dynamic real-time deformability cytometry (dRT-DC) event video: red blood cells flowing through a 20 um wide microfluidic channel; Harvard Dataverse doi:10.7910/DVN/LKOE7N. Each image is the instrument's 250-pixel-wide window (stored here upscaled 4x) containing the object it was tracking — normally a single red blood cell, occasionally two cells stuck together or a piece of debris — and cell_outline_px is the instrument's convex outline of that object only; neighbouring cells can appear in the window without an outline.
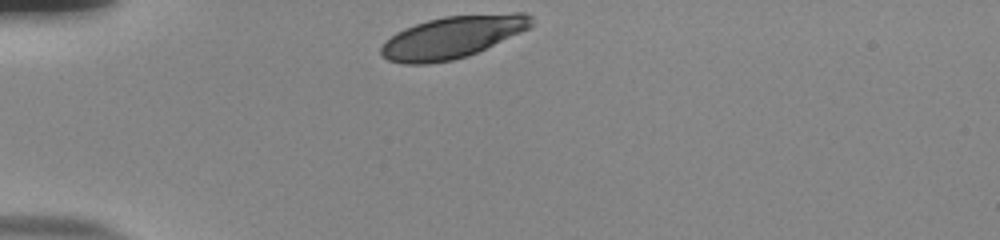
{"species": "human", "species_latin": "Homo sapiens", "temperature_condition": "room temperature", "stored_images_in_passage": 32, "camera_frame_rate_fps": 3000, "um_per_image_px": 0.085, "donor": {"sex": "male"}, "frame": {"image": 1, "passage_image": 1, "time_ms": 0.0, "image_size_px": [1000, 240], "cell_outline_px": [[532, 24], [528, 28], [520, 32], [468, 56], [452, 60], [428, 64], [404, 64], [388, 60], [380, 56], [380, 48], [396, 32], [404, 28], [428, 20], [444, 16], [512, 12], [524, 12], [532, 16]], "centroid_in_image_um": [38.44, 3.15], "position_along_channel_um": 46.6, "area_um2": 36.76}}
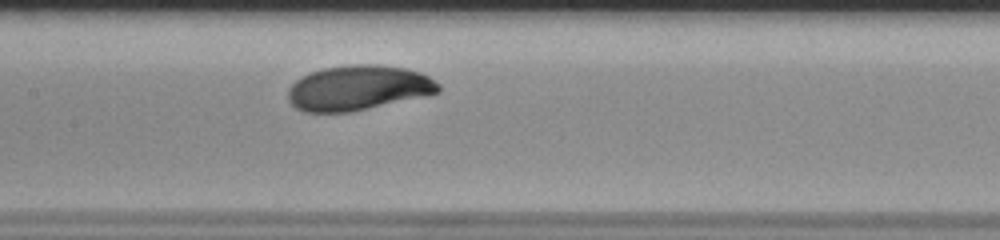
{"frame": {"image": 2, "passage_image": 14, "time_ms": 4.333, "image_size_px": [1000, 240], "cell_outline_px": [[440, 92], [352, 112], [304, 112], [296, 108], [288, 100], [288, 88], [300, 76], [324, 68], [352, 64], [376, 64], [408, 68], [420, 72], [428, 76], [440, 84]], "centroid_in_image_um": [30.44, 7.46], "position_along_channel_um": 177.0, "area_um2": 39.48}}
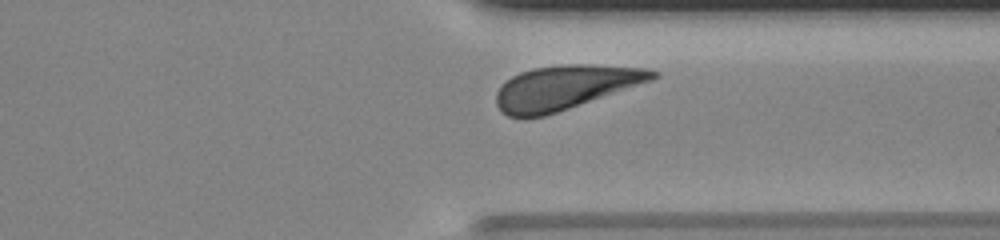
{"frame": {"image": 3, "passage_image": 29, "time_ms": 9.333, "image_size_px": [1000, 240], "cell_outline_px": [[660, 76], [652, 80], [544, 116], [508, 116], [496, 104], [496, 92], [512, 76], [520, 72], [536, 68], [564, 64], [588, 64], [644, 68], [660, 72]], "centroid_in_image_um": [48.06, 7.4], "position_along_channel_um": 363.3, "area_um2": 39.36}, "authors_computed_cell_mechanics": {"area_um2": 39.2462, "velocity_mm_per_s": 3.7174, "shape_relaxation_time_tau1_ms": 2.1866, "shape_relaxation_time_tau2_ms": null, "deformation_change_tau1": 0.1386, "deformation_change_tau2": null}}